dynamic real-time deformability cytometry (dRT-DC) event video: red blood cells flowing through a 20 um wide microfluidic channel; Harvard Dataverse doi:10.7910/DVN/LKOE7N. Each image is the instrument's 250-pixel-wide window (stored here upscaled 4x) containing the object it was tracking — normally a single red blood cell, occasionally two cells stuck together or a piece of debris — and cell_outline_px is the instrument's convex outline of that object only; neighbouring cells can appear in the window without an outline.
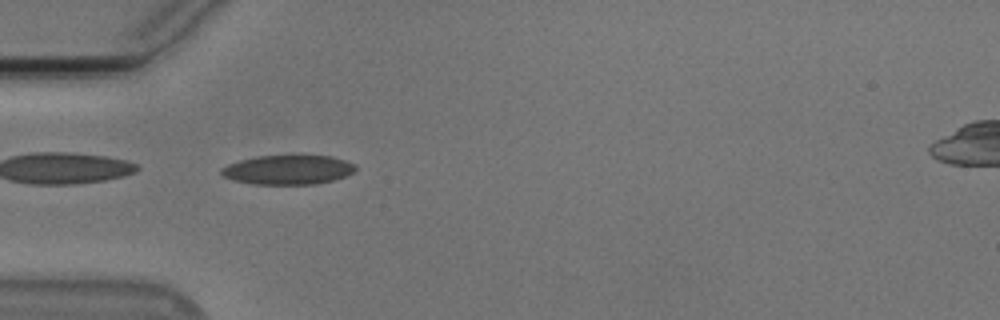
{"species": "Egyptian fruit bat (a non-hibernating species)", "species_latin": "Rousettus aegyptiacus", "temperature_condition": "cold", "stored_images_in_passage": 33, "camera_frame_rate_fps": 3000, "um_per_image_px": 0.085, "animal": {"sex": "male"}, "frame": {"image": 1, "passage_image": 1, "time_ms": 0.0, "image_size_px": [1000, 320], "cell_outline_px": [[356, 168], [352, 172], [344, 176], [332, 180], [316, 184], [252, 184], [236, 180], [224, 176], [220, 172], [220, 168], [228, 164], [240, 160], [260, 156], [300, 152], [332, 156], [356, 164]], "centroid_in_image_um": [24.51, 14.37], "position_along_channel_um": 60.5, "area_um2": 23.7}}
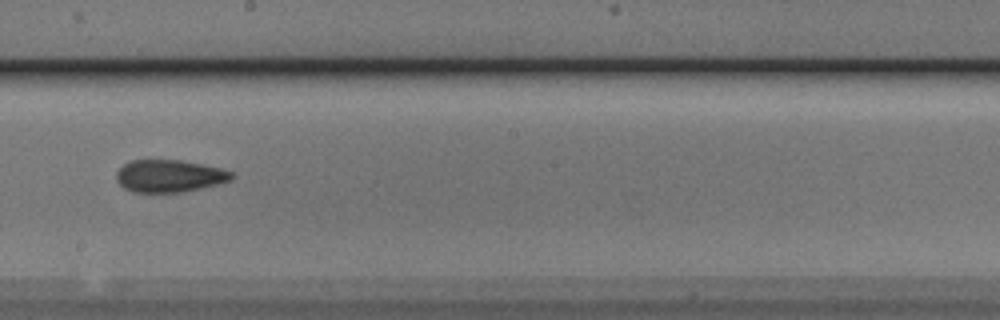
{"frame": {"image": 2, "passage_image": 15, "time_ms": 4.667, "image_size_px": [1000, 320], "cell_outline_px": [[232, 180], [220, 184], [184, 192], [132, 192], [124, 188], [116, 180], [116, 172], [124, 164], [132, 160], [180, 160], [220, 168], [232, 172]], "centroid_in_image_um": [14.39, 14.97], "position_along_channel_um": 233.8, "area_um2": 21.73}, "authors_computed_cell_mechanics": {"area_um2": 22.0218, "velocity_mm_per_s": 3.7719, "shape_relaxation_time_tau1_ms": null, "shape_relaxation_time_tau2_ms": 3.0467, "deformation_change_tau1": null, "deformation_change_tau2": 0.1092}}